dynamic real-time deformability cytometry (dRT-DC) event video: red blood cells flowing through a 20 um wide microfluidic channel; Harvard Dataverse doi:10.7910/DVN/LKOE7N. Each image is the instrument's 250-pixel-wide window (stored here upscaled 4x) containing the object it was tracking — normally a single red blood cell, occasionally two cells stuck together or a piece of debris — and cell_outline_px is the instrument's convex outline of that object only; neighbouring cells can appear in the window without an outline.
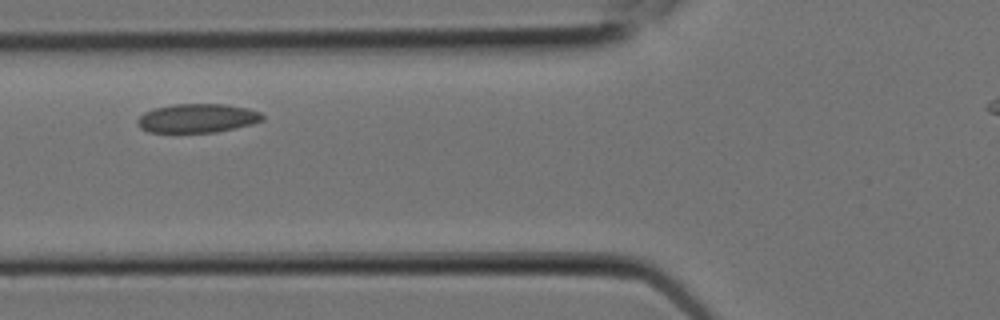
{"species": "Egyptian fruit bat (a non-hibernating species)", "species_latin": "Rousettus aegyptiacus", "temperature_condition": "room temperature", "stored_images_in_passage": 7, "camera_frame_rate_fps": 3000, "um_per_image_px": 0.085, "animal": {"sex": "female"}, "frame": {"image": 1, "passage_image": 4, "time_ms": 1.0, "image_size_px": [1000, 320], "cell_outline_px": [[264, 116], [260, 120], [248, 124], [208, 132], [152, 132], [144, 128], [140, 124], [140, 116], [156, 108], [180, 104], [216, 104], [240, 108], [256, 112]], "centroid_in_image_um": [16.72, 10.04], "position_along_channel_um": 109.1, "area_um2": 19.48}}
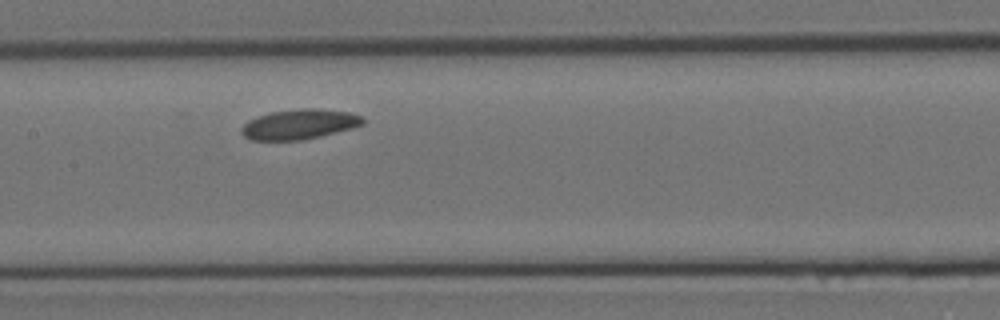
{"frame": {"image": 2, "passage_image": 6, "time_ms": 1.667, "image_size_px": [1000, 320], "cell_outline_px": [[364, 120], [360, 124], [296, 140], [256, 140], [248, 136], [244, 132], [244, 124], [260, 116], [276, 112], [344, 112], [360, 116]], "centroid_in_image_um": [25.35, 10.61], "position_along_channel_um": 182.1, "area_um2": 18.21}}
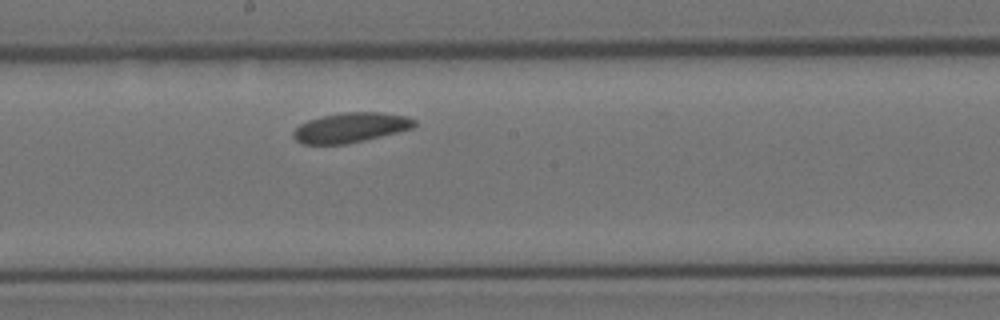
{"frame": {"image": 3, "passage_image": 7, "time_ms": 2.0, "image_size_px": [1000, 320], "cell_outline_px": [[416, 124], [408, 128], [360, 140], [340, 144], [308, 144], [300, 140], [296, 136], [296, 128], [312, 120], [328, 116], [364, 112], [400, 116], [412, 120]], "centroid_in_image_um": [29.77, 10.86], "position_along_channel_um": 218.4, "area_um2": 18.73}}